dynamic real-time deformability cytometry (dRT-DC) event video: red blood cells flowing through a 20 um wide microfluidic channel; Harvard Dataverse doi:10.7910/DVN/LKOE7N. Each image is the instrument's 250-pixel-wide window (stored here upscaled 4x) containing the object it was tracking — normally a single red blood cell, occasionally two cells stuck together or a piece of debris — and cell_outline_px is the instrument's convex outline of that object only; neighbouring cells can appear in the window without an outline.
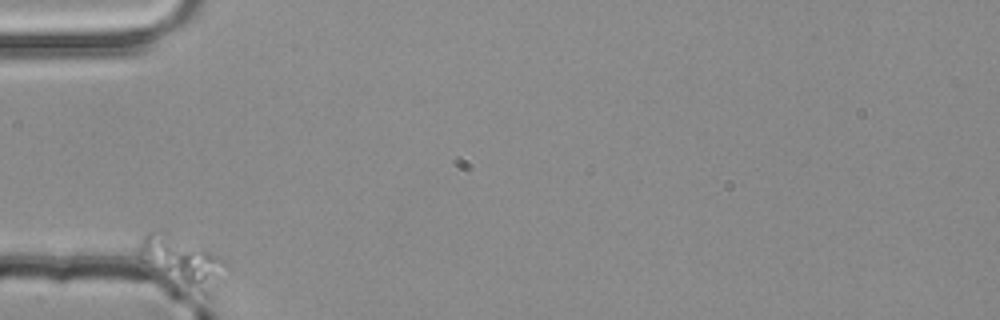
{"species": "common noctule bat (a hibernating species)", "species_latin": "Nyctalus noctula", "temperature_condition": "room temperature", "stored_images_in_passage": 2, "segment_of_instrument_passage": [1, 2], "camera_frame_rate_fps": 3000, "um_per_image_px": 0.085, "animal": {"sex": "male", "body_mass_g": 20.4}, "frame": {"image": 1, "passage_image": 1, "time_ms": 0.0, "image_size_px": [1000, 320], "cell_outline_px": [[228, 268], [208, 296], [164, 284], [136, 260], [136, 256], [140, 244], [144, 236], [148, 232], [168, 232], [220, 256], [228, 264]], "centroid_in_image_um": [15.36, 22.33], "position_along_channel_um": 69.6, "area_um2": 26.82}}